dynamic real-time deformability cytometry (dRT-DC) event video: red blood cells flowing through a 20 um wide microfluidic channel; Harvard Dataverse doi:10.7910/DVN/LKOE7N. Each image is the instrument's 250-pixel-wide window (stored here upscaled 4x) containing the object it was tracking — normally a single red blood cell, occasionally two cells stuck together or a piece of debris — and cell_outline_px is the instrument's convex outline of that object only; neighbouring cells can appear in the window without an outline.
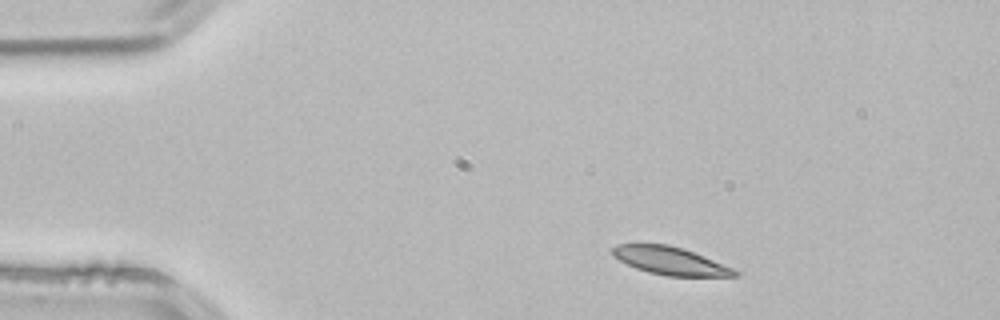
{"species": "common noctule bat (a hibernating species)", "species_latin": "Nyctalus noctula", "temperature_condition": "room temperature", "stored_images_in_passage": 1, "camera_frame_rate_fps": 3000, "um_per_image_px": 0.085, "animal": {"sex": "male", "body_mass_g": 21.5, "forearm_length_mm": 52.0}, "frame": {"image": 1, "passage_image": 1, "time_ms": 0.0, "image_size_px": [1000, 320], "cell_outline_px": [[740, 276], [668, 276], [648, 272], [636, 268], [612, 256], [612, 248], [616, 244], [668, 244], [684, 248], [704, 256], [732, 268], [740, 272]], "centroid_in_image_um": [56.97, 22.16], "position_along_channel_um": 28.0, "area_um2": 19.77}}